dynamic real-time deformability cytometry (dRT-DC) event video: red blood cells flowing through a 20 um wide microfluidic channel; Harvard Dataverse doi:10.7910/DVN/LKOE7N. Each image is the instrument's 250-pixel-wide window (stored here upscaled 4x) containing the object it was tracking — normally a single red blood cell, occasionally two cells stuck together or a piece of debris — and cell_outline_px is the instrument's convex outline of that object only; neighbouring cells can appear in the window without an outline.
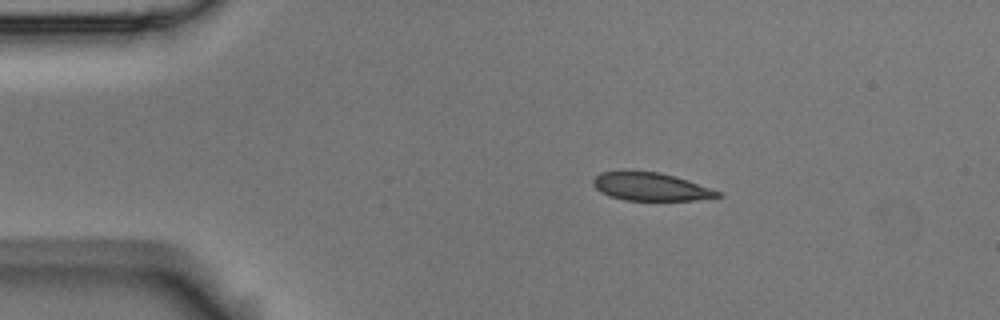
{"species": "Egyptian fruit bat (a non-hibernating species)", "species_latin": "Rousettus aegyptiacus", "temperature_condition": "room temperature", "stored_images_in_passage": 7, "camera_frame_rate_fps": 3000, "um_per_image_px": 0.085, "animal": {"sex": "male"}, "frame": {"image": 1, "passage_image": 1, "time_ms": 0.0, "image_size_px": [1000, 320], "cell_outline_px": [[720, 196], [692, 200], [624, 200], [600, 192], [592, 184], [592, 180], [600, 172], [660, 172], [676, 176], [688, 180], [720, 192]], "centroid_in_image_um": [55.28, 15.87], "position_along_channel_um": 29.7, "area_um2": 19.88}}
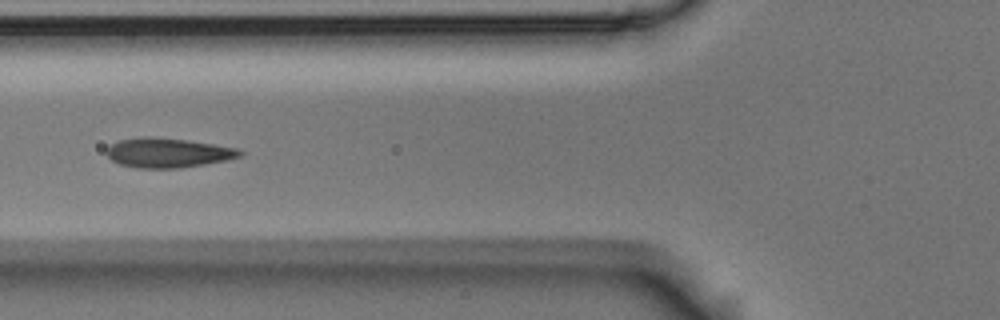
{"frame": {"image": 2, "passage_image": 4, "time_ms": 1.0, "image_size_px": [1000, 320], "cell_outline_px": [[244, 152], [240, 156], [228, 160], [180, 168], [136, 168], [120, 164], [112, 160], [104, 152], [116, 140], [140, 136], [152, 136], [188, 140], [236, 148]], "centroid_in_image_um": [14.23, 12.98], "position_along_channel_um": 111.6, "area_um2": 23.12}}
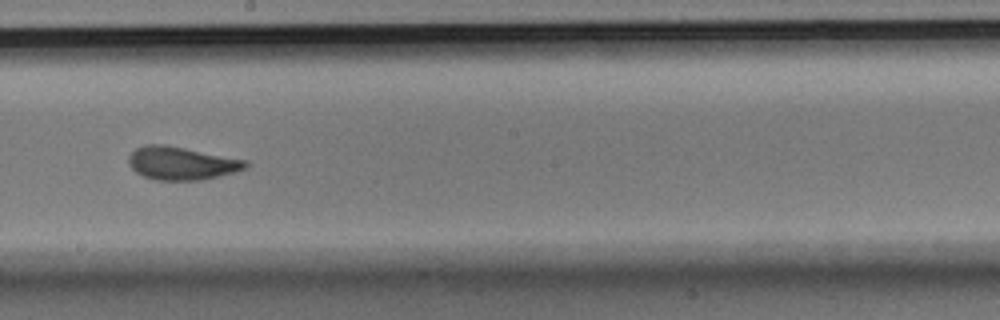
{"frame": {"image": 3, "passage_image": 7, "time_ms": 2.0, "image_size_px": [1000, 320], "cell_outline_px": [[248, 164], [244, 168], [236, 172], [204, 180], [156, 180], [144, 176], [136, 172], [128, 164], [128, 156], [136, 148], [144, 144], [164, 144], [248, 160]], "centroid_in_image_um": [15.42, 13.87], "position_along_channel_um": 232.8, "area_um2": 22.66}}